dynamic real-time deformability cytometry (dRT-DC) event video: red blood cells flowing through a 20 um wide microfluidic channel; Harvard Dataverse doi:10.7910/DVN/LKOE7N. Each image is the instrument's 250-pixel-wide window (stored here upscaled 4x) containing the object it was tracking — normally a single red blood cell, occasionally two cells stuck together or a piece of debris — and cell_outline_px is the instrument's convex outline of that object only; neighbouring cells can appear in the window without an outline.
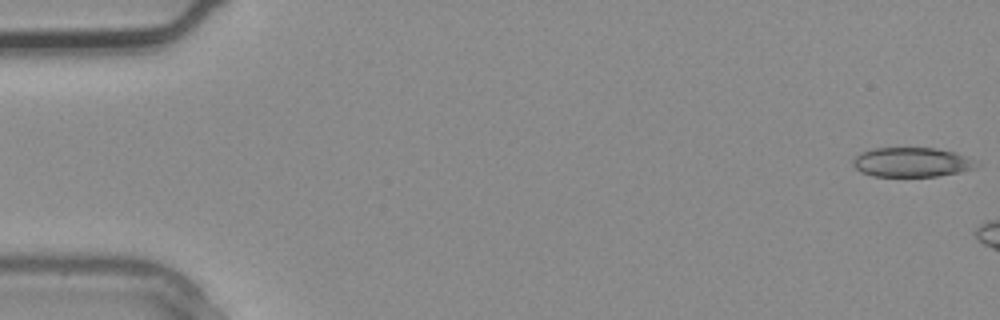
{"species": "common noctule bat (a hibernating species)", "species_latin": "Nyctalus noctula", "temperature_condition": "warm", "stored_images_in_passage": 5, "camera_frame_rate_fps": 3000, "um_per_image_px": 0.085, "animal": {"sex": "male", "body_mass_g": 20.4}, "frame": {"image": 1, "passage_image": 1, "time_ms": 0.0, "image_size_px": [1000, 320], "cell_outline_px": [[980, 164], [976, 168], [960, 172], [936, 176], [872, 176], [860, 172], [852, 164], [852, 160], [860, 152], [872, 148], [936, 148], [956, 152], [976, 160]], "centroid_in_image_um": [77.51, 13.78], "position_along_channel_um": 7.5, "area_um2": 21.44}}